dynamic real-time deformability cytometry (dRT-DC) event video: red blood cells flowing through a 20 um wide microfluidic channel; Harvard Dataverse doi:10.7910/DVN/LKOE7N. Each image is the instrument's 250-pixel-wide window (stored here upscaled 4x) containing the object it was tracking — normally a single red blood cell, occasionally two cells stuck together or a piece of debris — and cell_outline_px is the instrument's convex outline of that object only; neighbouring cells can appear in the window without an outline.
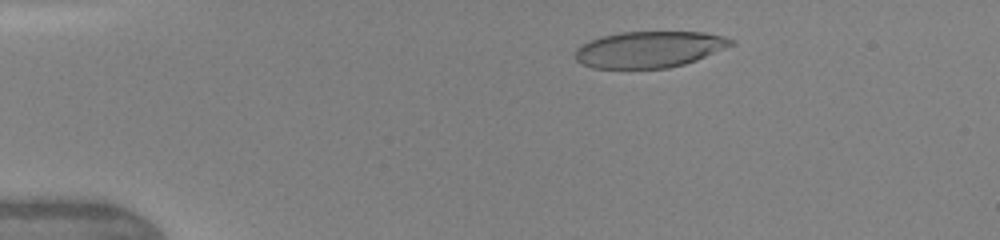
{"species": "human", "species_latin": "Homo sapiens", "temperature_condition": "warm", "stored_images_in_passage": 6, "camera_frame_rate_fps": 3000, "um_per_image_px": 0.085, "donor": {"sex": "female"}, "frame": {"image": 1, "passage_image": 3, "time_ms": 1.667, "image_size_px": [1000, 240], "cell_outline_px": [[736, 44], [696, 60], [684, 64], [668, 68], [592, 68], [580, 64], [576, 60], [576, 48], [588, 40], [620, 32], [704, 32], [724, 36], [736, 40]], "centroid_in_image_um": [55.21, 4.2], "position_along_channel_um": 29.8, "area_um2": 33.12}}